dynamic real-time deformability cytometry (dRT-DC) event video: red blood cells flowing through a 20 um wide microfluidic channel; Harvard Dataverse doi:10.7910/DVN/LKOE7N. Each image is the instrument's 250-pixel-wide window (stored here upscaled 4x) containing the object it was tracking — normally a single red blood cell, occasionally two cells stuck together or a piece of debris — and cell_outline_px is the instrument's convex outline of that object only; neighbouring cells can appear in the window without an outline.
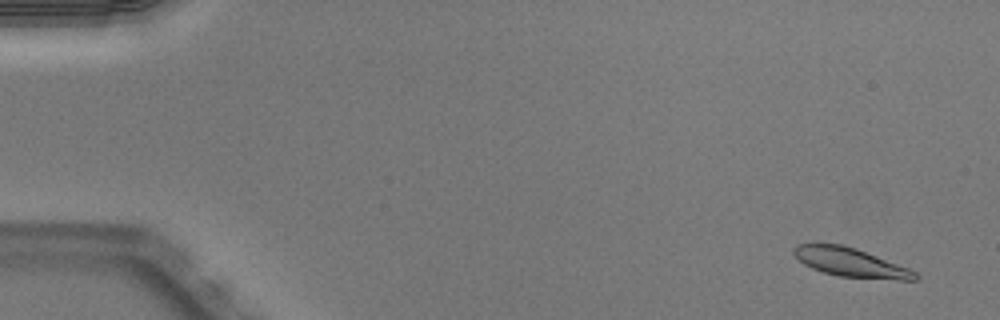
{"species": "Egyptian fruit bat (a non-hibernating species)", "species_latin": "Rousettus aegyptiacus", "temperature_condition": "warm", "stored_images_in_passage": 15, "camera_frame_rate_fps": 3000, "um_per_image_px": 0.085, "animal": {"sex": "male"}, "frame": {"image": 1, "passage_image": 3, "time_ms": 0.667, "image_size_px": [1000, 320], "cell_outline_px": [[920, 276], [916, 280], [900, 280], [840, 276], [824, 272], [812, 268], [804, 264], [792, 252], [792, 248], [796, 244], [844, 244], [856, 248], [908, 268], [916, 272]], "centroid_in_image_um": [72.3, 22.3], "position_along_channel_um": 12.7, "area_um2": 20.23}}